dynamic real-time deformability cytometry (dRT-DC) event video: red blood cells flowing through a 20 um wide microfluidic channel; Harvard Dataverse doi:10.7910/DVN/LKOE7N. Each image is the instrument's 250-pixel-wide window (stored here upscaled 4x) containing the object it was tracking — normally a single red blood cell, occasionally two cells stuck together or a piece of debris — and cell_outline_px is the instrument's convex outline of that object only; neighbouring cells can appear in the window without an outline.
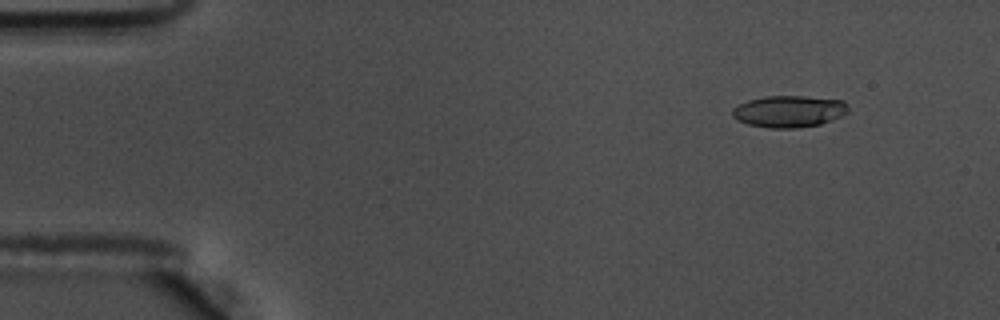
{"species": "common noctule bat (a hibernating species)", "species_latin": "Nyctalus noctula", "temperature_condition": "warm", "stored_images_in_passage": 24, "camera_frame_rate_fps": 3000, "um_per_image_px": 0.085, "animal": {"sex": "male", "body_mass_g": 17.5, "forearm_length_mm": 52.3}, "frame": {"image": 1, "passage_image": 2, "time_ms": 0.333, "image_size_px": [1000, 320], "cell_outline_px": [[848, 112], [840, 116], [820, 124], [796, 128], [772, 128], [748, 124], [736, 120], [732, 116], [732, 108], [748, 100], [764, 96], [804, 96], [844, 100], [848, 108]], "centroid_in_image_um": [67.04, 9.46], "position_along_channel_um": 18.0, "area_um2": 21.39}}
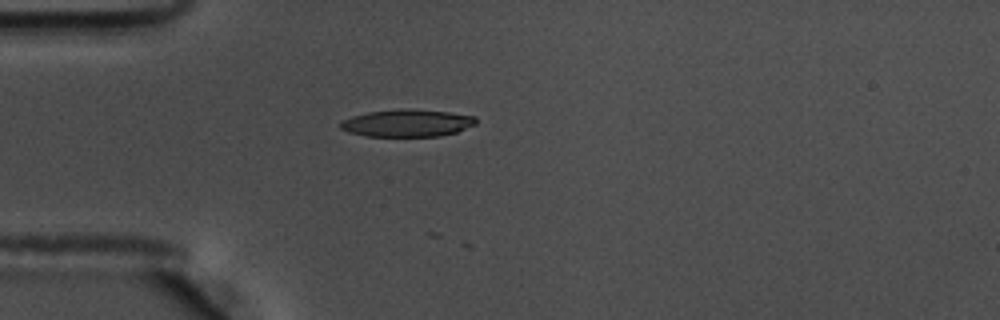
{"frame": {"image": 2, "passage_image": 12, "time_ms": 3.667, "image_size_px": [1000, 320], "cell_outline_px": [[476, 124], [456, 132], [440, 136], [364, 136], [348, 132], [340, 128], [340, 120], [352, 116], [368, 112], [404, 108], [448, 112], [476, 116]], "centroid_in_image_um": [34.58, 10.46], "position_along_channel_um": 50.4, "area_um2": 21.62}}
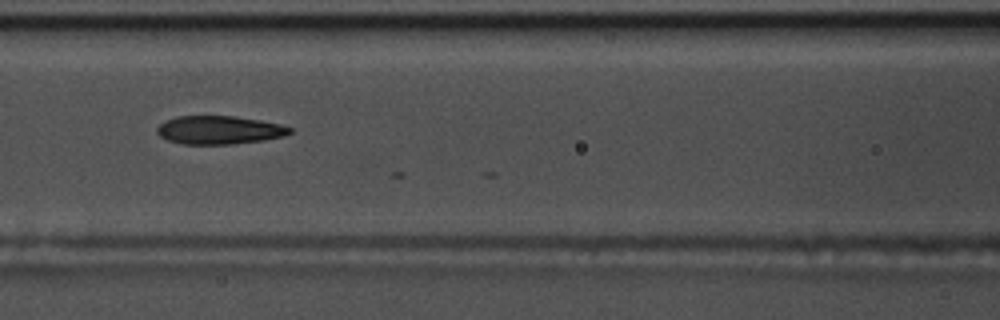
{"frame": {"image": 3, "passage_image": 21, "time_ms": 6.667, "image_size_px": [1000, 320], "cell_outline_px": [[292, 132], [284, 136], [264, 140], [232, 144], [184, 144], [168, 140], [160, 136], [156, 132], [156, 128], [164, 120], [176, 116], [236, 116], [260, 120], [280, 124], [292, 128]], "centroid_in_image_um": [18.62, 11.04], "position_along_channel_um": 148.0, "area_um2": 22.02}}